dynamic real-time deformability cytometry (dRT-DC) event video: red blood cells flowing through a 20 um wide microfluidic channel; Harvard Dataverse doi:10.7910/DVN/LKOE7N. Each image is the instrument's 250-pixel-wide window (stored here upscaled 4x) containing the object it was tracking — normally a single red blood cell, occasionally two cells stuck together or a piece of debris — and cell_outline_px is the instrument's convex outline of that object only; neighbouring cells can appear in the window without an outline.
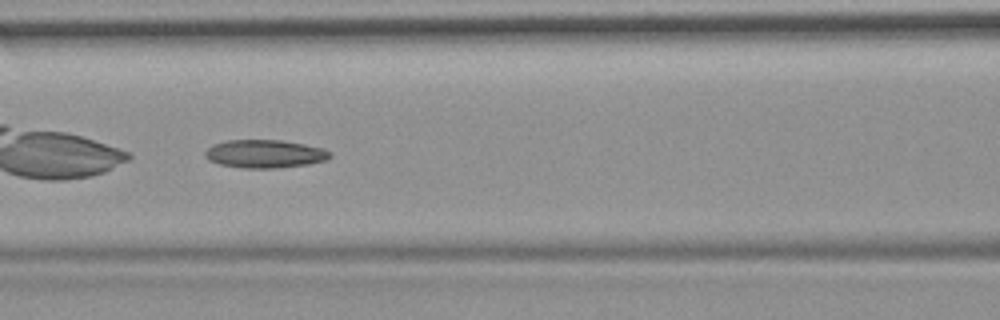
{"species": "common noctule bat (a hibernating species)", "species_latin": "Nyctalus noctula", "temperature_condition": "room temperature", "stored_images_in_passage": 8, "camera_frame_rate_fps": 3000, "um_per_image_px": 0.085, "animal": {"sex": "female", "body_mass_g": 19.9}, "frame": {"image": 1, "passage_image": 7, "time_ms": 2.0, "image_size_px": [1000, 320], "cell_outline_px": [[332, 156], [324, 160], [308, 164], [272, 168], [244, 168], [220, 164], [208, 160], [204, 156], [204, 152], [212, 144], [228, 140], [280, 140], [304, 144], [324, 148], [332, 152]], "centroid_in_image_um": [22.49, 13.07], "position_along_channel_um": 144.1, "area_um2": 20.46}}